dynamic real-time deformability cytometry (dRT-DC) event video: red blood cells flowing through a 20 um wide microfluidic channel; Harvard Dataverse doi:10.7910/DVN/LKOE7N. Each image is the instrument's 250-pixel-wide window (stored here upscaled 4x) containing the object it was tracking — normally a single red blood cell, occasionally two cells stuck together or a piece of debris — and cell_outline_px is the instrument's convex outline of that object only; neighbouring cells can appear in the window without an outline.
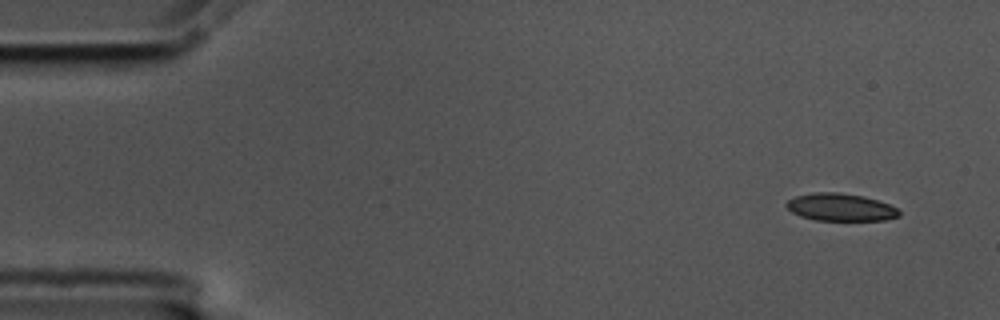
{"species": "common noctule bat (a hibernating species)", "species_latin": "Nyctalus noctula", "temperature_condition": "cold", "stored_images_in_passage": 8, "camera_frame_rate_fps": 3000, "um_per_image_px": 0.085, "animal": {"sex": "male", "body_mass_g": 17.5, "forearm_length_mm": 52.3}, "frame": {"image": 1, "passage_image": 1, "time_ms": 0.0, "image_size_px": [1000, 320], "cell_outline_px": [[900, 216], [884, 220], [816, 220], [800, 216], [792, 212], [784, 204], [788, 200], [796, 196], [816, 192], [840, 192], [864, 196], [888, 204], [896, 208], [900, 212]], "centroid_in_image_um": [71.43, 17.61], "position_along_channel_um": 13.6, "area_um2": 17.98}}